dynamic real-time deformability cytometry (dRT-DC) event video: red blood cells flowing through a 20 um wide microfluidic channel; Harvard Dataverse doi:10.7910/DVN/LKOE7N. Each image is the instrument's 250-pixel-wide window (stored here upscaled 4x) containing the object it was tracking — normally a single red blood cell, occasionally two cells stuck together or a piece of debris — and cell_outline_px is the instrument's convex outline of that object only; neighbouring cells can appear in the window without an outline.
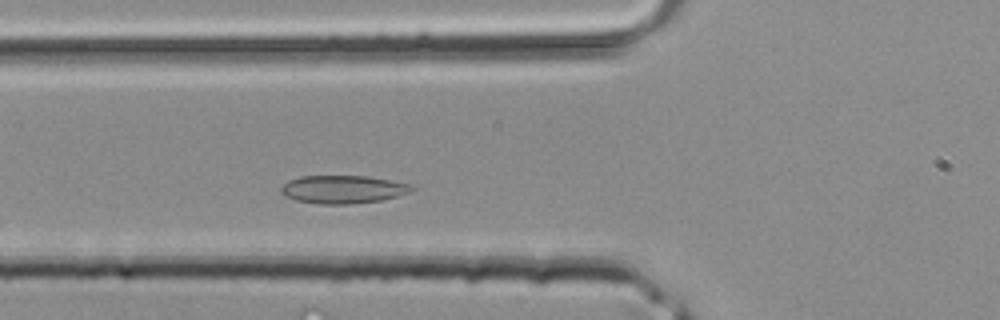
{"species": "common noctule bat (a hibernating species)", "species_latin": "Nyctalus noctula", "temperature_condition": "room temperature", "stored_images_in_passage": 35, "camera_frame_rate_fps": 3000, "um_per_image_px": 0.085, "animal": {"sex": "male", "body_mass_g": 20.4}, "frame": {"image": 1, "passage_image": 8, "time_ms": 2.333, "image_size_px": [1000, 320], "cell_outline_px": [[416, 188], [412, 192], [400, 196], [380, 200], [348, 204], [320, 204], [296, 200], [284, 196], [280, 192], [280, 188], [288, 180], [300, 176], [368, 176], [408, 184]], "centroid_in_image_um": [29.14, 16.1], "position_along_channel_um": 96.7, "area_um2": 21.39}}
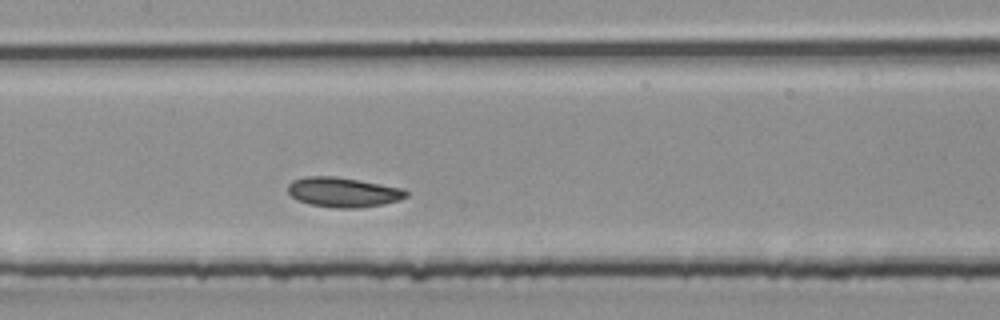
{"frame": {"image": 2, "passage_image": 13, "time_ms": 4.0, "image_size_px": [1000, 320], "cell_outline_px": [[408, 196], [400, 200], [384, 204], [360, 208], [336, 208], [308, 204], [296, 200], [288, 192], [288, 184], [292, 180], [308, 176], [336, 176], [404, 188], [408, 192]], "centroid_in_image_um": [29.18, 16.34], "position_along_channel_um": 178.2, "area_um2": 20.75}}
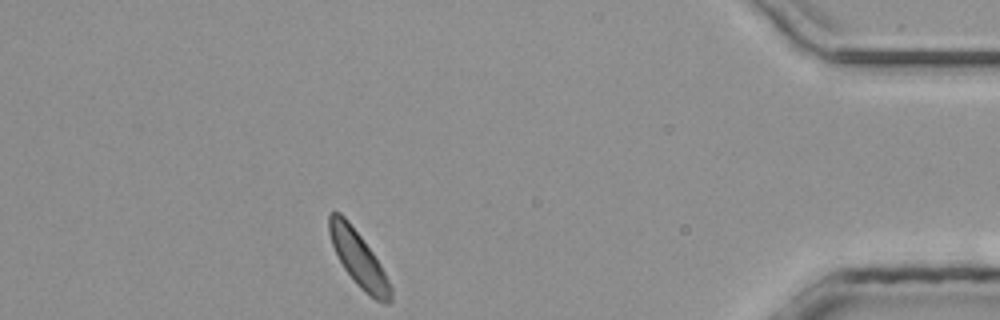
{"frame": {"image": 3, "passage_image": 30, "time_ms": 9.667, "image_size_px": [1000, 320], "cell_outline_px": [[392, 300], [388, 304], [384, 304], [376, 300], [364, 292], [356, 284], [344, 268], [332, 244], [328, 232], [328, 212], [340, 212], [348, 220], [372, 252], [380, 264], [392, 288]], "centroid_in_image_um": [30.47, 22.01], "position_along_channel_um": 404.7, "area_um2": 19.65}}